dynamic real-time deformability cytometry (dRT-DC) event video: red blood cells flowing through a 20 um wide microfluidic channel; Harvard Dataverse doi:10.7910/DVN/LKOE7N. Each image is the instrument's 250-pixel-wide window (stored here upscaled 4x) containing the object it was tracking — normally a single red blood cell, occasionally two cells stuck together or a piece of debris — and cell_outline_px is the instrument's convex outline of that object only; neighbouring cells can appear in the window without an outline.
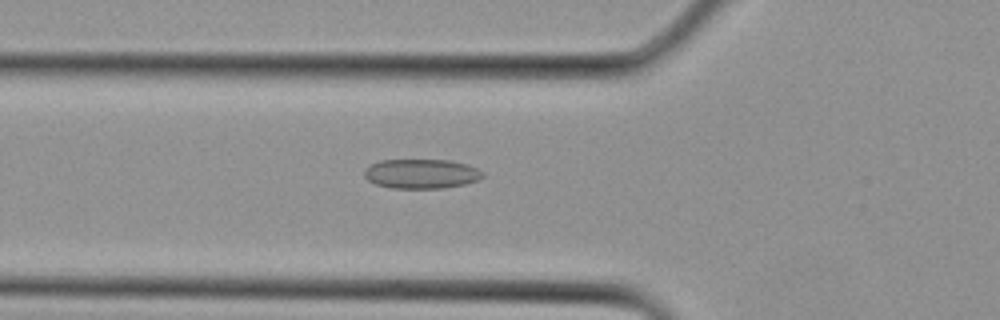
{"species": "Egyptian fruit bat (a non-hibernating species)", "species_latin": "Rousettus aegyptiacus", "temperature_condition": "cold", "stored_images_in_passage": 22, "camera_frame_rate_fps": 3000, "um_per_image_px": 0.085, "animal": {"sex": "female"}, "frame": {"image": 1, "passage_image": 2, "time_ms": 0.333, "image_size_px": [1000, 320], "cell_outline_px": [[484, 176], [480, 180], [464, 184], [440, 188], [392, 188], [376, 184], [368, 180], [364, 176], [364, 168], [368, 164], [380, 160], [452, 160], [468, 164], [484, 172]], "centroid_in_image_um": [35.81, 14.76], "position_along_channel_um": 90.0, "area_um2": 20.58}}
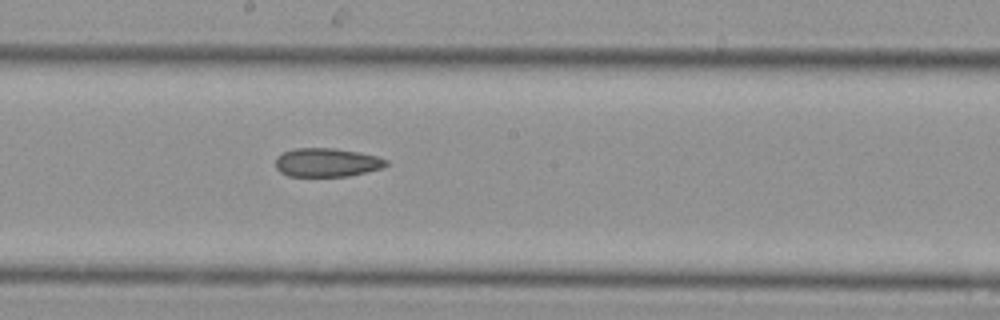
{"frame": {"image": 2, "passage_image": 8, "time_ms": 2.333, "image_size_px": [1000, 320], "cell_outline_px": [[388, 164], [380, 168], [348, 176], [288, 176], [280, 172], [276, 168], [276, 156], [284, 152], [296, 148], [332, 148], [360, 152], [376, 156], [388, 160]], "centroid_in_image_um": [27.75, 13.8], "position_along_channel_um": 220.4, "area_um2": 18.38}}
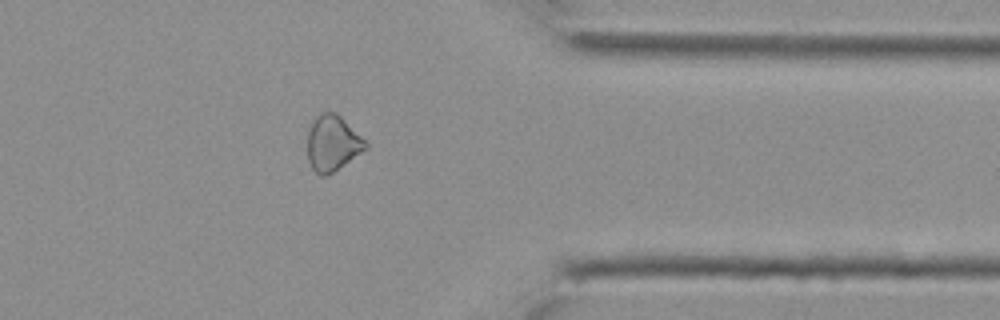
{"frame": {"image": 3, "passage_image": 16, "time_ms": 5.0, "image_size_px": [1000, 320], "cell_outline_px": [[368, 148], [328, 176], [320, 176], [312, 168], [308, 160], [308, 132], [316, 116], [320, 112], [336, 112], [368, 144]], "centroid_in_image_um": [28.26, 12.2], "position_along_channel_um": 383.1, "area_um2": 18.67}}